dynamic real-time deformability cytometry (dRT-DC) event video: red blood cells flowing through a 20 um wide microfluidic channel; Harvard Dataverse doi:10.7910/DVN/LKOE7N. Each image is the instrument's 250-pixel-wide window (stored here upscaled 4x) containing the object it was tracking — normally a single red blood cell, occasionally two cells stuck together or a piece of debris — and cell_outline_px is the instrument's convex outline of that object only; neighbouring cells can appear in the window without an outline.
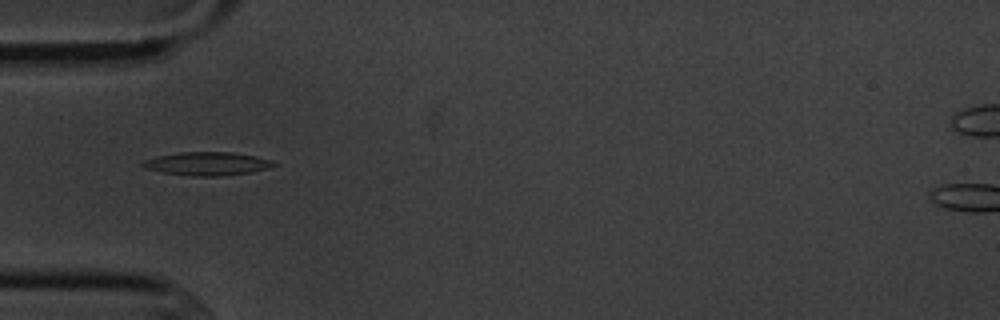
{"species": "common noctule bat (a hibernating species)", "species_latin": "Nyctalus noctula", "temperature_condition": "cold", "stored_images_in_passage": 6, "camera_frame_rate_fps": 3000, "um_per_image_px": 0.085, "animal": {"sex": "male", "body_mass_g": 20.1, "forearm_length_mm": 53.5}, "frame": {"image": 1, "passage_image": 4, "time_ms": 3.667, "image_size_px": [1000, 320], "cell_outline_px": [[280, 164], [268, 168], [252, 172], [220, 176], [192, 176], [164, 172], [144, 168], [140, 164], [144, 160], [160, 156], [180, 152], [232, 152], [256, 156], [272, 160]], "centroid_in_image_um": [17.67, 13.91], "position_along_channel_um": 67.3, "area_um2": 17.8}}
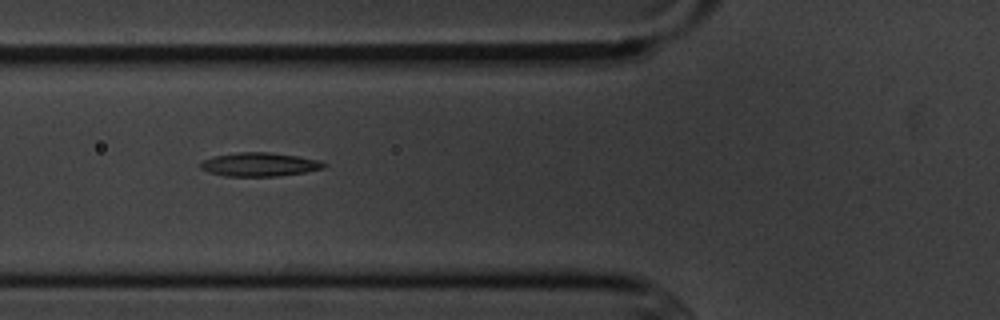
{"frame": {"image": 2, "passage_image": 5, "time_ms": 4.667, "image_size_px": [1000, 320], "cell_outline_px": [[328, 164], [324, 168], [304, 172], [276, 176], [224, 176], [208, 172], [200, 168], [200, 164], [204, 160], [216, 156], [236, 152], [268, 152], [296, 156], [320, 160]], "centroid_in_image_um": [22.06, 13.98], "position_along_channel_um": 103.7, "area_um2": 16.94}}
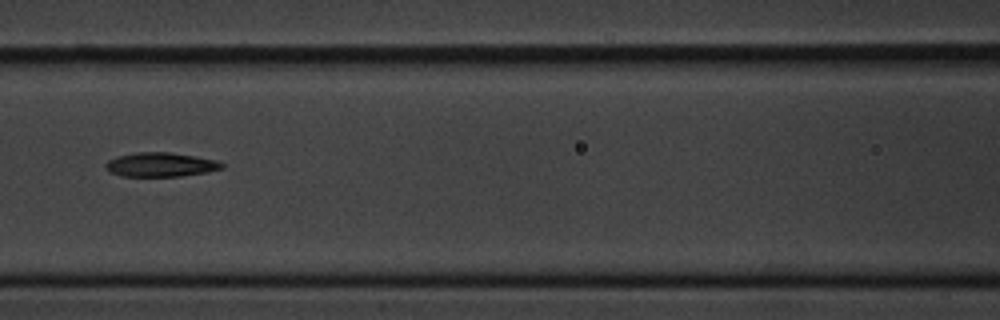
{"frame": {"image": 3, "passage_image": 6, "time_ms": 6.0, "image_size_px": [1000, 320], "cell_outline_px": [[224, 168], [208, 172], [180, 176], [124, 176], [112, 172], [104, 164], [108, 160], [116, 156], [136, 152], [168, 152], [196, 156], [216, 160], [224, 164]], "centroid_in_image_um": [13.69, 13.98], "position_along_channel_um": 152.9, "area_um2": 16.3}}